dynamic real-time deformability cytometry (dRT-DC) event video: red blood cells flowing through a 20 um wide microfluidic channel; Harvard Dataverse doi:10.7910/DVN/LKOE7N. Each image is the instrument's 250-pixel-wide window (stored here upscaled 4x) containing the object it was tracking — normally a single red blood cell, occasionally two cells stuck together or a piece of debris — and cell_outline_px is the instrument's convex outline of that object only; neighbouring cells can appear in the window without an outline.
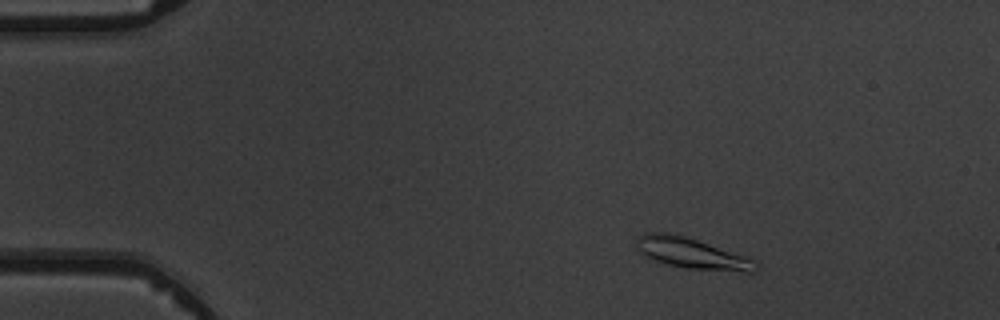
{"species": "common noctule bat (a hibernating species)", "species_latin": "Nyctalus noctula", "temperature_condition": "warm", "stored_images_in_passage": 5, "camera_frame_rate_fps": 3000, "um_per_image_px": 0.085, "animal": {"sex": "male", "body_mass_g": 19.5, "forearm_length_mm": 54.6}, "frame": {"image": 1, "passage_image": 2, "time_ms": 1.333, "image_size_px": [1000, 320], "cell_outline_px": [[760, 264], [756, 272], [748, 272], [688, 268], [668, 264], [656, 260], [640, 252], [636, 248], [636, 240], [644, 232], [668, 232], [688, 236], [756, 260]], "centroid_in_image_um": [58.84, 21.51], "position_along_channel_um": 26.2, "area_um2": 21.39}}